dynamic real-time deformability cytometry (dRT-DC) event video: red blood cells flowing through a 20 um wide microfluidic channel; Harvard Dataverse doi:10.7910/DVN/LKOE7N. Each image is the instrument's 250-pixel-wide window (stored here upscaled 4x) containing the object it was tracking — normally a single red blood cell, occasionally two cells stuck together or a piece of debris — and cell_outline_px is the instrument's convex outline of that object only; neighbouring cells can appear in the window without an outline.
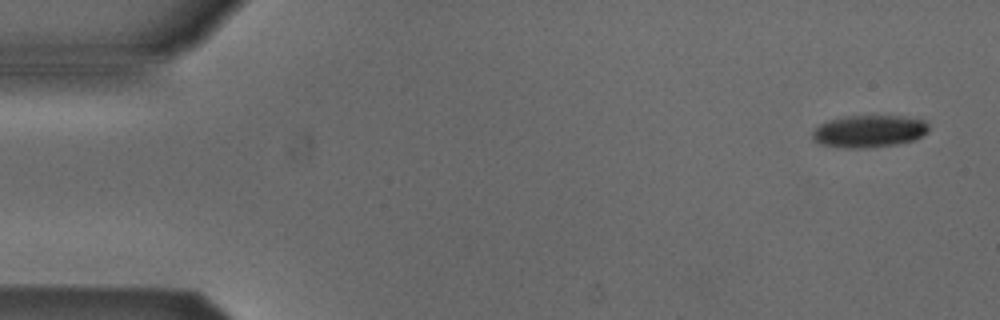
{"species": "Egyptian fruit bat (a non-hibernating species)", "species_latin": "Rousettus aegyptiacus", "temperature_condition": "cold", "stored_images_in_passage": 4, "camera_frame_rate_fps": 3000, "um_per_image_px": 0.085, "animal": {"sex": "male"}, "frame": {"image": 1, "passage_image": 1, "time_ms": 0.0, "image_size_px": [1000, 320], "cell_outline_px": [[928, 132], [912, 140], [896, 144], [864, 148], [848, 148], [820, 144], [812, 140], [812, 132], [820, 124], [828, 120], [844, 116], [900, 116], [924, 120], [928, 124]], "centroid_in_image_um": [73.83, 11.15], "position_along_channel_um": 11.2, "area_um2": 21.73}}
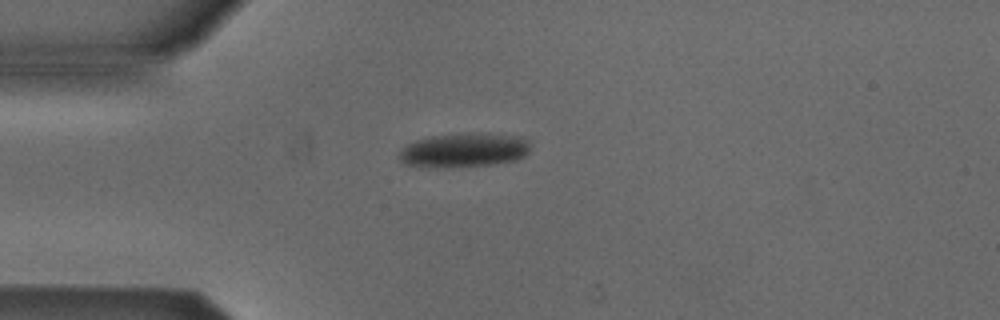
{"frame": {"image": 2, "passage_image": 4, "time_ms": 3.667, "image_size_px": [1000, 320], "cell_outline_px": [[528, 152], [524, 156], [516, 160], [492, 164], [448, 168], [428, 168], [404, 164], [400, 160], [400, 148], [416, 140], [432, 136], [468, 132], [488, 132], [524, 136], [528, 140]], "centroid_in_image_um": [39.45, 12.75], "position_along_channel_um": 45.6, "area_um2": 26.82}}